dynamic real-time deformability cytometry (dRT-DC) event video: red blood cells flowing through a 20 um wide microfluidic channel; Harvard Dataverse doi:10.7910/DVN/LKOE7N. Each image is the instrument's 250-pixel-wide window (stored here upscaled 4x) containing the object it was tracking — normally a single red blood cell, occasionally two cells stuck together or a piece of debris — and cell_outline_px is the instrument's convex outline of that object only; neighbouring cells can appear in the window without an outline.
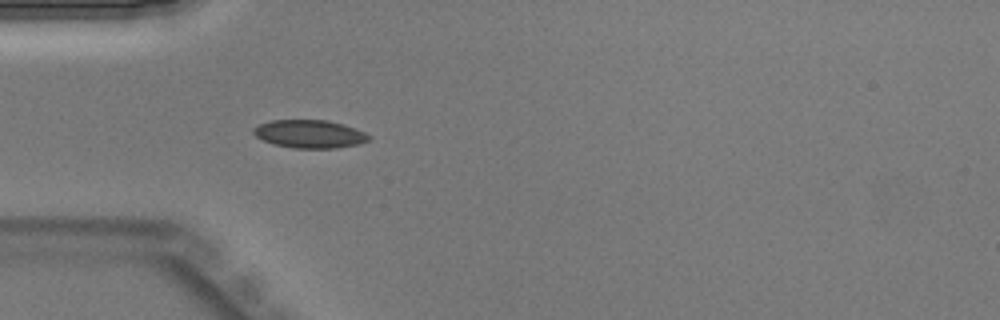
{"species": "Egyptian fruit bat (a non-hibernating species)", "species_latin": "Rousettus aegyptiacus", "temperature_condition": "warm", "stored_images_in_passage": 43, "camera_frame_rate_fps": 3000, "um_per_image_px": 0.085, "animal": {"sex": "male"}, "frame": {"image": 1, "passage_image": 12, "time_ms": 3.667, "image_size_px": [1000, 320], "cell_outline_px": [[372, 136], [368, 140], [356, 144], [336, 148], [292, 148], [272, 144], [256, 136], [252, 132], [252, 128], [260, 124], [272, 120], [328, 120], [344, 124], [356, 128]], "centroid_in_image_um": [26.31, 11.38], "position_along_channel_um": 58.7, "area_um2": 18.9}}
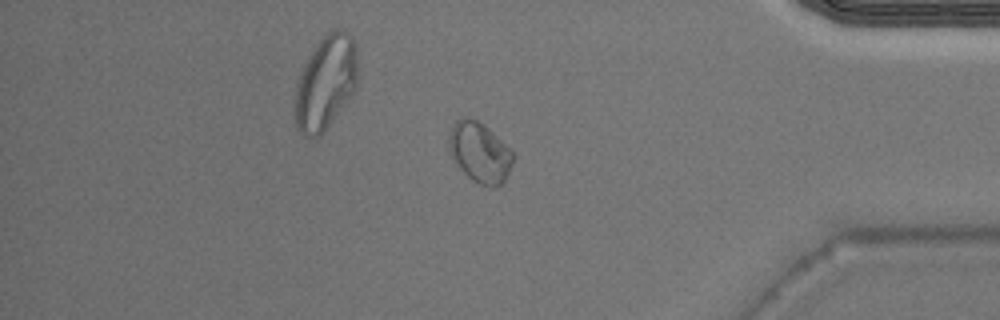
{"frame": {"image": 2, "passage_image": 36, "time_ms": 11.667, "image_size_px": [1000, 320], "cell_outline_px": [[516, 156], [504, 180], [500, 184], [492, 188], [480, 184], [472, 180], [460, 168], [452, 156], [448, 148], [448, 136], [456, 120], [464, 116], [476, 120], [484, 124]], "centroid_in_image_um": [40.76, 12.95], "position_along_channel_um": 394.4, "area_um2": 22.2}}
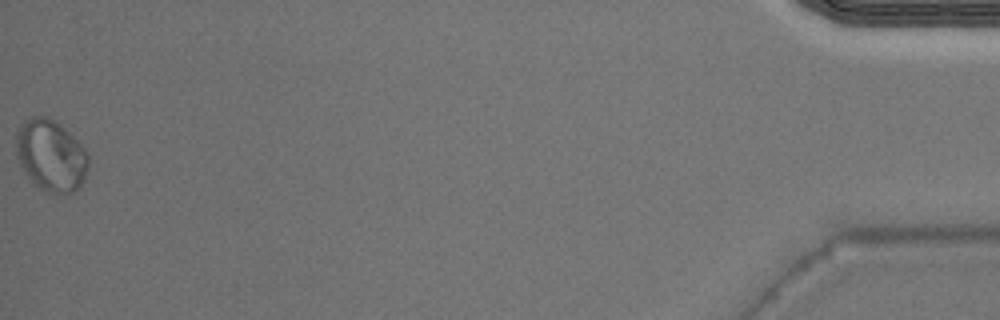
{"frame": {"image": 3, "passage_image": 43, "time_ms": 14.0, "image_size_px": [1000, 320], "cell_outline_px": [[88, 168], [84, 180], [68, 196], [48, 192], [32, 184], [20, 168], [16, 156], [16, 132], [20, 124], [32, 116], [44, 116], [56, 120], [84, 148], [88, 156]], "centroid_in_image_um": [4.29, 13.24], "position_along_channel_um": 430.9, "area_um2": 30.58}}